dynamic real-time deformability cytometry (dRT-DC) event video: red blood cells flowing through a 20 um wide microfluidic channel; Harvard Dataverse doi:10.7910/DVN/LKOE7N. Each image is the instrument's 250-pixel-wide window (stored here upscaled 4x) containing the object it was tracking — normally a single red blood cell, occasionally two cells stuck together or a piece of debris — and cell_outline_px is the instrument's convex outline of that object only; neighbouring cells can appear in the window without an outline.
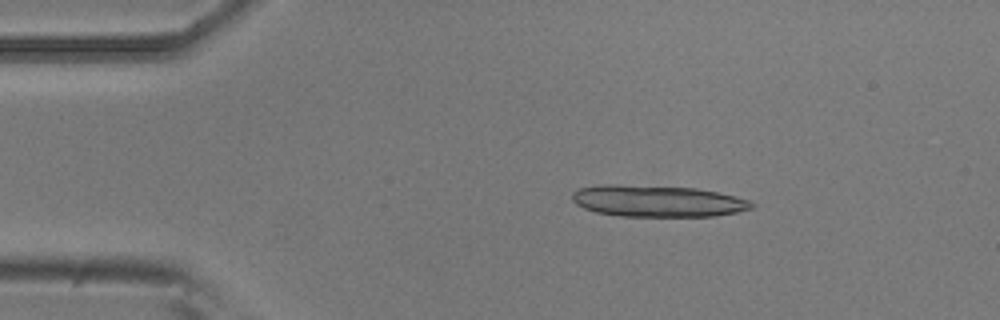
{"species": "common noctule bat (a hibernating species)", "species_latin": "Nyctalus noctula", "temperature_condition": "room temperature", "stored_images_in_passage": 7, "camera_frame_rate_fps": 3000, "um_per_image_px": 0.085, "animal": {"sex": "male", "body_mass_g": 20.5, "forearm_length_mm": 52.5}, "frame": {"image": 1, "passage_image": 1, "time_ms": 0.0, "image_size_px": [1000, 320], "cell_outline_px": [[756, 204], [752, 208], [736, 212], [716, 216], [620, 216], [596, 212], [584, 208], [576, 204], [572, 200], [572, 192], [580, 188], [604, 184], [616, 184], [696, 188], [736, 196], [748, 200]], "centroid_in_image_um": [55.87, 17.09], "position_along_channel_um": 29.1, "area_um2": 33.0}}